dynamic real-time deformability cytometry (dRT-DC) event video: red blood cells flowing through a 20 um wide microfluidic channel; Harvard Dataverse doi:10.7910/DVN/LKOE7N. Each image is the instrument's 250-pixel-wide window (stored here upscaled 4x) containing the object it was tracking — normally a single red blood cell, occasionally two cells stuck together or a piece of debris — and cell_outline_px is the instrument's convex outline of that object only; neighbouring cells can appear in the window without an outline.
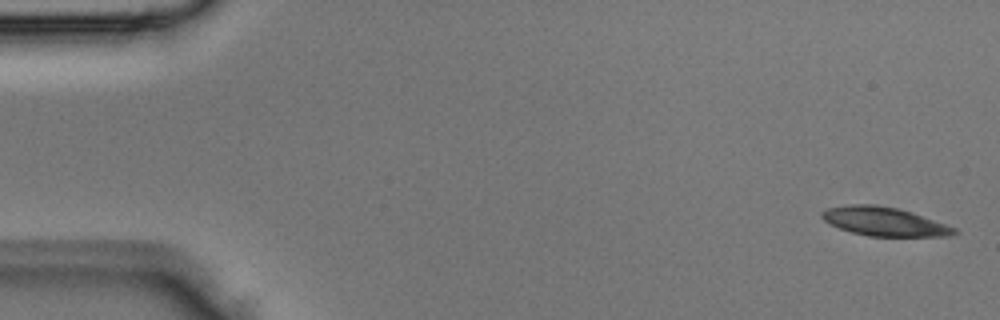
{"species": "Egyptian fruit bat (a non-hibernating species)", "species_latin": "Rousettus aegyptiacus", "temperature_condition": "room temperature", "stored_images_in_passage": 4, "camera_frame_rate_fps": 3000, "um_per_image_px": 0.085, "animal": {"sex": "male"}, "frame": {"image": 1, "passage_image": 1, "time_ms": 0.0, "image_size_px": [1000, 320], "cell_outline_px": [[960, 232], [952, 236], [868, 236], [852, 232], [840, 228], [824, 220], [820, 216], [820, 212], [828, 208], [848, 204], [872, 204], [896, 208], [956, 228]], "centroid_in_image_um": [75.13, 18.83], "position_along_channel_um": 9.9, "area_um2": 21.79}}